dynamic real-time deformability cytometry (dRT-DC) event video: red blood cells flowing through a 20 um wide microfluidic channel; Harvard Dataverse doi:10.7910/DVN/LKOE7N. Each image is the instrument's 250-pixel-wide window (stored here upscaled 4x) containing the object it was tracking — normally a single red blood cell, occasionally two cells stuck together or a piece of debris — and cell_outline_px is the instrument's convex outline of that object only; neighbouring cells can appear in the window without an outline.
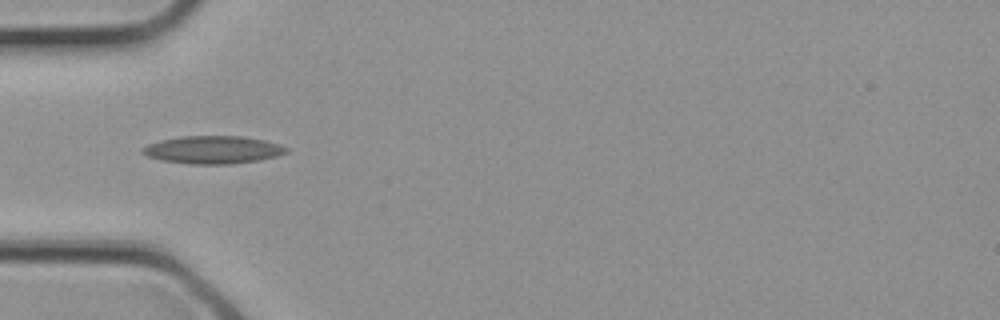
{"species": "common noctule bat (a hibernating species)", "species_latin": "Nyctalus noctula", "temperature_condition": "cold", "stored_images_in_passage": 3, "camera_frame_rate_fps": 3000, "um_per_image_px": 0.085, "animal": {"sex": "female", "body_mass_g": 21.9}, "frame": {"image": 1, "passage_image": 3, "time_ms": 0.667, "image_size_px": [1000, 320], "cell_outline_px": [[288, 152], [276, 156], [260, 160], [228, 164], [188, 164], [160, 160], [148, 156], [140, 152], [140, 148], [148, 144], [160, 140], [180, 136], [240, 136], [264, 140], [280, 144], [288, 148]], "centroid_in_image_um": [18.07, 12.73], "position_along_channel_um": 66.9, "area_um2": 23.41}}